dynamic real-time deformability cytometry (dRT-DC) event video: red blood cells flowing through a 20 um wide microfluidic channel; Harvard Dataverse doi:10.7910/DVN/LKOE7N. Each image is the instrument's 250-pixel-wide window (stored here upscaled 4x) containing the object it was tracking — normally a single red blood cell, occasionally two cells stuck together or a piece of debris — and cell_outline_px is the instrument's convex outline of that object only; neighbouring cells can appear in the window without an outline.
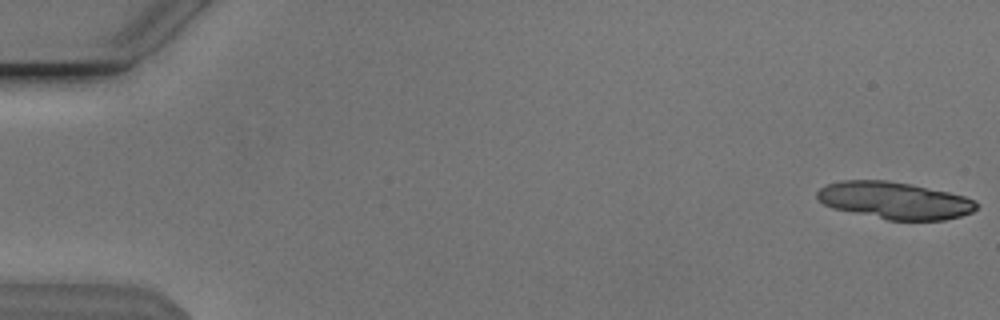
{"species": "Egyptian fruit bat (a non-hibernating species)", "species_latin": "Rousettus aegyptiacus", "temperature_condition": "cold", "stored_images_in_passage": 16, "camera_frame_rate_fps": 3000, "um_per_image_px": 0.085, "animal": {"sex": "male"}, "frame": {"image": 1, "passage_image": 1, "time_ms": 0.0, "image_size_px": [1000, 320], "cell_outline_px": [[980, 204], [972, 212], [960, 216], [944, 220], [888, 220], [832, 208], [824, 204], [816, 196], [816, 192], [820, 188], [828, 184], [840, 180], [888, 180], [912, 184], [948, 192], [964, 196], [976, 200]], "centroid_in_image_um": [76.05, 17.03], "position_along_channel_um": 8.9, "area_um2": 34.51}}